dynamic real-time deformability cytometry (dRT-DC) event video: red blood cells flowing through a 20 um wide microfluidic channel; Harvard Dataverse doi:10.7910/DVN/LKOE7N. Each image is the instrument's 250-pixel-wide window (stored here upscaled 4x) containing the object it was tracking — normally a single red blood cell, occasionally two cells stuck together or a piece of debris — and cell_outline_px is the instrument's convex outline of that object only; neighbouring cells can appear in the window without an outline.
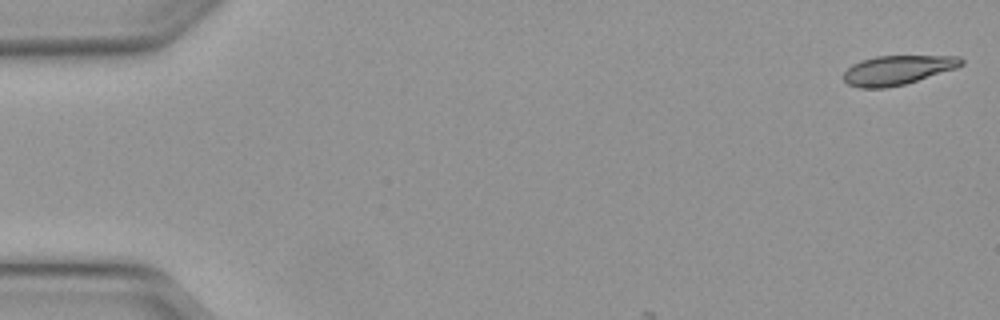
{"species": "Egyptian fruit bat (a non-hibernating species)", "species_latin": "Rousettus aegyptiacus", "temperature_condition": "warm", "stored_images_in_passage": 5, "camera_frame_rate_fps": 3000, "um_per_image_px": 0.085, "animal": {"sex": "female"}, "frame": {"image": 1, "passage_image": 1, "time_ms": 0.0, "image_size_px": [1000, 320], "cell_outline_px": [[964, 64], [956, 68], [904, 84], [884, 88], [860, 88], [848, 84], [844, 80], [844, 72], [852, 64], [876, 56], [960, 56], [964, 60]], "centroid_in_image_um": [76.3, 5.95], "position_along_channel_um": 8.7, "area_um2": 19.88}}